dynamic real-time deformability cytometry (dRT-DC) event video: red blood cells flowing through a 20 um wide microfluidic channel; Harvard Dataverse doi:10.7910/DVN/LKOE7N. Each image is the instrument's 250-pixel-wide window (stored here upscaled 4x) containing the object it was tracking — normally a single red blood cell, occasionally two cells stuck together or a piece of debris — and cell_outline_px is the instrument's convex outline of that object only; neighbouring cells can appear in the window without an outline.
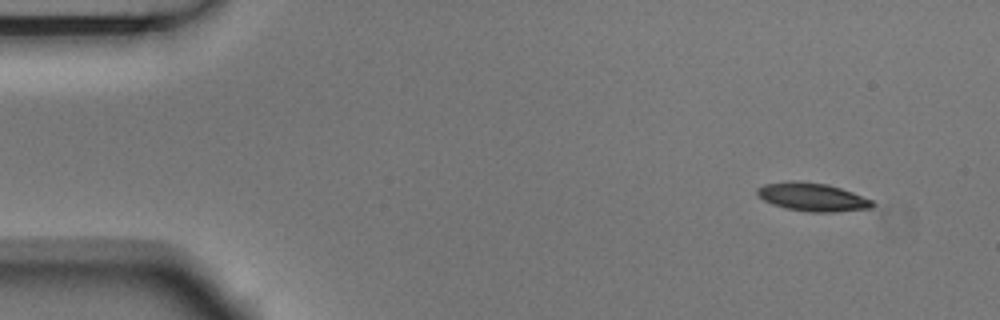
{"species": "Egyptian fruit bat (a non-hibernating species)", "species_latin": "Rousettus aegyptiacus", "temperature_condition": "room temperature", "stored_images_in_passage": 5, "camera_frame_rate_fps": 3000, "um_per_image_px": 0.085, "animal": {"sex": "male"}, "frame": {"image": 1, "passage_image": 1, "time_ms": 0.0, "image_size_px": [1000, 320], "cell_outline_px": [[876, 204], [872, 208], [832, 212], [808, 212], [788, 208], [772, 204], [764, 200], [756, 192], [756, 188], [764, 184], [788, 180], [796, 180], [828, 184], [852, 192], [872, 200]], "centroid_in_image_um": [69.05, 16.73], "position_along_channel_um": 16.0, "area_um2": 19.02}}
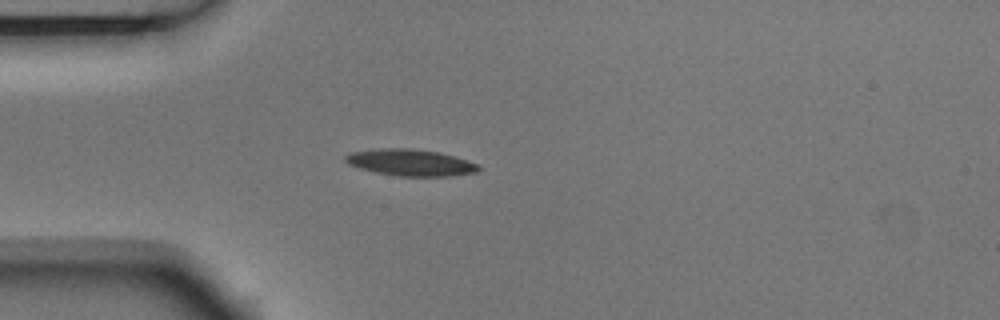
{"frame": {"image": 2, "passage_image": 3, "time_ms": 0.667, "image_size_px": [1000, 320], "cell_outline_px": [[480, 168], [476, 172], [452, 176], [400, 176], [376, 172], [360, 168], [348, 164], [344, 160], [344, 156], [348, 152], [376, 148], [412, 148], [436, 152], [452, 156], [480, 164]], "centroid_in_image_um": [34.85, 13.81], "position_along_channel_um": 50.2, "area_um2": 20.63}}
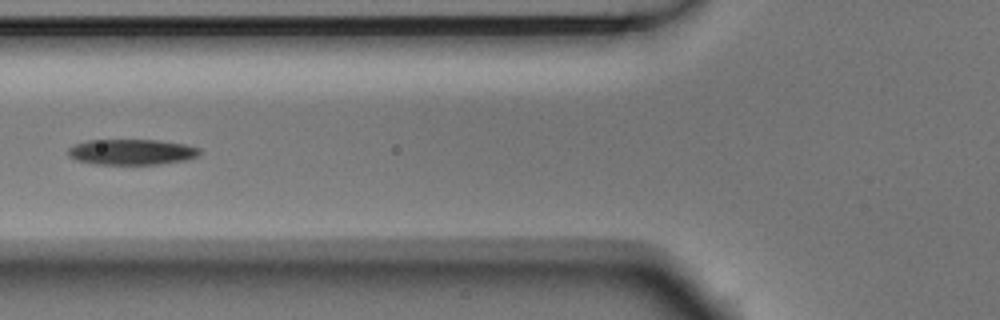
{"frame": {"image": 3, "passage_image": 5, "time_ms": 1.333, "image_size_px": [1000, 320], "cell_outline_px": [[200, 152], [196, 156], [184, 160], [160, 164], [92, 164], [76, 160], [68, 156], [68, 148], [76, 144], [88, 140], [156, 140], [184, 144], [200, 148]], "centroid_in_image_um": [11.15, 12.92], "position_along_channel_um": 114.6, "area_um2": 19.54}}